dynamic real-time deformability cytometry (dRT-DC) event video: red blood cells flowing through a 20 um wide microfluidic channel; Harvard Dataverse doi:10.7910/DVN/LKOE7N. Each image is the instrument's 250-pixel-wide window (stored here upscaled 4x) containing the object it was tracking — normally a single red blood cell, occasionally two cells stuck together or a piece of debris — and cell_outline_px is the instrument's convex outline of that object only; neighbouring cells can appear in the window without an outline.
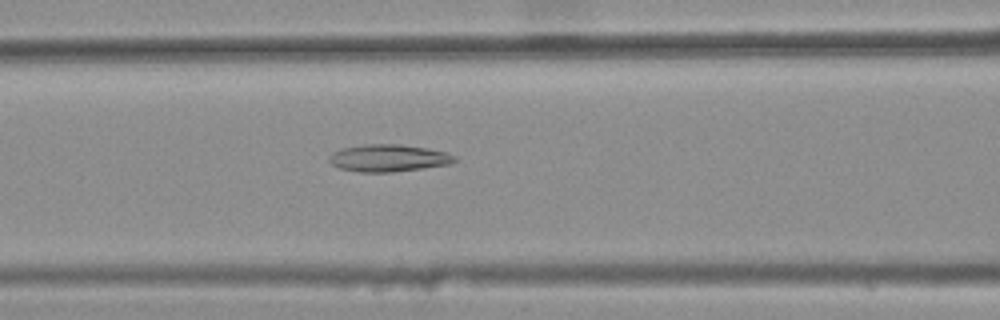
{"species": "common noctule bat (a hibernating species)", "species_latin": "Nyctalus noctula", "temperature_condition": "warm", "stored_images_in_passage": 46, "camera_frame_rate_fps": 3000, "um_per_image_px": 0.085, "animal": {"sex": "female", "body_mass_g": 25.1}, "frame": {"image": 1, "passage_image": 21, "time_ms": 6.667, "image_size_px": [1000, 320], "cell_outline_px": [[456, 160], [448, 164], [392, 172], [360, 172], [340, 168], [332, 164], [328, 160], [332, 152], [340, 148], [364, 144], [400, 144], [428, 148], [448, 152], [456, 156]], "centroid_in_image_um": [33.0, 13.42], "position_along_channel_um": 133.6, "area_um2": 19.88}}
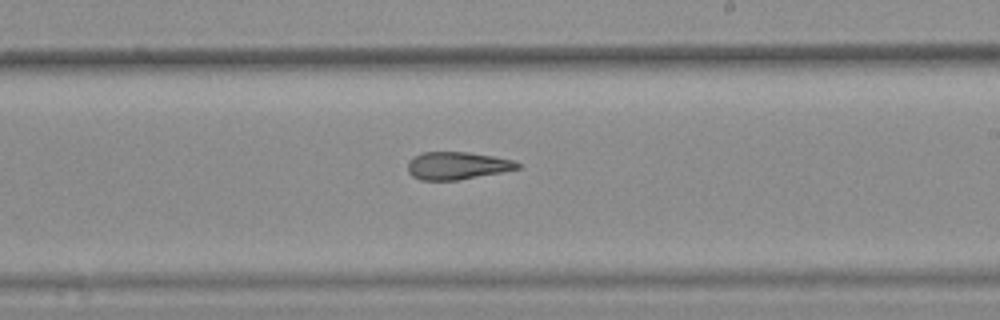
{"frame": {"image": 2, "passage_image": 30, "time_ms": 9.667, "image_size_px": [1000, 320], "cell_outline_px": [[520, 168], [460, 180], [420, 180], [412, 176], [408, 172], [408, 160], [412, 156], [424, 152], [468, 152], [492, 156], [512, 160], [520, 164]], "centroid_in_image_um": [38.8, 14.08], "position_along_channel_um": 250.2, "area_um2": 17.63}}
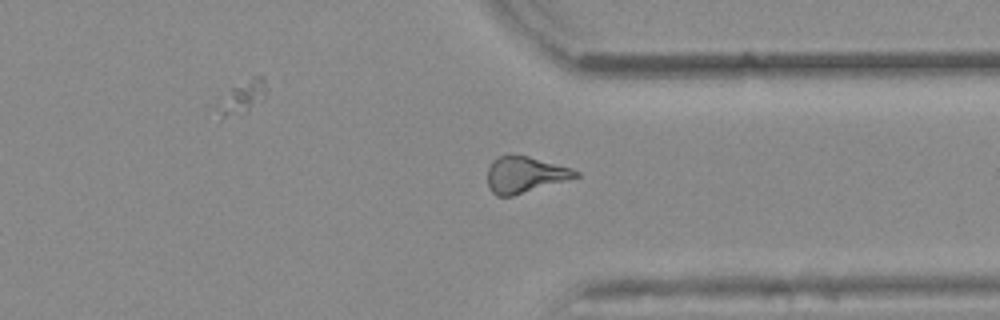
{"frame": {"image": 3, "passage_image": 39, "time_ms": 12.667, "image_size_px": [1000, 320], "cell_outline_px": [[580, 176], [512, 196], [496, 196], [488, 188], [488, 168], [492, 160], [508, 152], [528, 156], [572, 168], [580, 172]], "centroid_in_image_um": [44.59, 14.82], "position_along_channel_um": 366.8, "area_um2": 18.79}, "authors_computed_cell_mechanics": {"area_um2": 18.9006, "velocity_mm_per_s": 3.9036, "shape_relaxation_time_tau1_ms": null, "shape_relaxation_time_tau2_ms": 3.6812, "deformation_change_tau1": null, "deformation_change_tau2": 0.1394}}